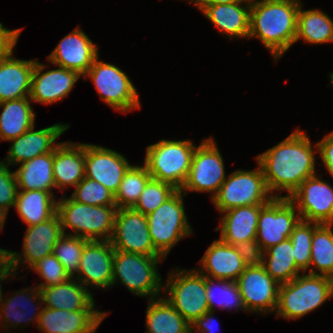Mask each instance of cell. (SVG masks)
Returning <instances> with one entry per match:
<instances>
[{"label": "cell", "instance_id": "51", "mask_svg": "<svg viewBox=\"0 0 333 333\" xmlns=\"http://www.w3.org/2000/svg\"><path fill=\"white\" fill-rule=\"evenodd\" d=\"M16 274L10 267H8L2 274H0V280L4 281L7 277H9L10 275ZM3 297V293H2V289H1V284H0V306L2 304V298Z\"/></svg>", "mask_w": 333, "mask_h": 333}, {"label": "cell", "instance_id": "11", "mask_svg": "<svg viewBox=\"0 0 333 333\" xmlns=\"http://www.w3.org/2000/svg\"><path fill=\"white\" fill-rule=\"evenodd\" d=\"M223 157L211 138L202 140V143L195 148L193 153L191 167L186 182L181 190L214 192L213 198L219 188L226 180Z\"/></svg>", "mask_w": 333, "mask_h": 333}, {"label": "cell", "instance_id": "22", "mask_svg": "<svg viewBox=\"0 0 333 333\" xmlns=\"http://www.w3.org/2000/svg\"><path fill=\"white\" fill-rule=\"evenodd\" d=\"M34 127L23 133L21 136L11 139V145L8 154L3 161L7 165L21 164L32 160L33 158L53 152L59 145L55 144L56 139L69 128V125L55 124L44 129L34 131Z\"/></svg>", "mask_w": 333, "mask_h": 333}, {"label": "cell", "instance_id": "52", "mask_svg": "<svg viewBox=\"0 0 333 333\" xmlns=\"http://www.w3.org/2000/svg\"><path fill=\"white\" fill-rule=\"evenodd\" d=\"M7 214L8 210L0 206V229H2L4 226Z\"/></svg>", "mask_w": 333, "mask_h": 333}, {"label": "cell", "instance_id": "24", "mask_svg": "<svg viewBox=\"0 0 333 333\" xmlns=\"http://www.w3.org/2000/svg\"><path fill=\"white\" fill-rule=\"evenodd\" d=\"M10 53L0 62V103L30 96L35 60H20Z\"/></svg>", "mask_w": 333, "mask_h": 333}, {"label": "cell", "instance_id": "53", "mask_svg": "<svg viewBox=\"0 0 333 333\" xmlns=\"http://www.w3.org/2000/svg\"><path fill=\"white\" fill-rule=\"evenodd\" d=\"M234 2H245L248 3L246 0H213V4H231Z\"/></svg>", "mask_w": 333, "mask_h": 333}, {"label": "cell", "instance_id": "8", "mask_svg": "<svg viewBox=\"0 0 333 333\" xmlns=\"http://www.w3.org/2000/svg\"><path fill=\"white\" fill-rule=\"evenodd\" d=\"M258 167L250 171L236 170L226 178L212 198L213 204L220 212L241 206L266 204L273 197H281L270 194L259 164Z\"/></svg>", "mask_w": 333, "mask_h": 333}, {"label": "cell", "instance_id": "43", "mask_svg": "<svg viewBox=\"0 0 333 333\" xmlns=\"http://www.w3.org/2000/svg\"><path fill=\"white\" fill-rule=\"evenodd\" d=\"M38 272L45 281L38 288H45L68 281L71 277L62 263L53 255L45 256L31 267Z\"/></svg>", "mask_w": 333, "mask_h": 333}, {"label": "cell", "instance_id": "12", "mask_svg": "<svg viewBox=\"0 0 333 333\" xmlns=\"http://www.w3.org/2000/svg\"><path fill=\"white\" fill-rule=\"evenodd\" d=\"M287 197H273L260 210L256 241L264 251L290 237L301 217Z\"/></svg>", "mask_w": 333, "mask_h": 333}, {"label": "cell", "instance_id": "1", "mask_svg": "<svg viewBox=\"0 0 333 333\" xmlns=\"http://www.w3.org/2000/svg\"><path fill=\"white\" fill-rule=\"evenodd\" d=\"M311 142L300 130H295L282 142L256 157L266 186L273 191L286 190L289 198L307 178L316 175L315 156Z\"/></svg>", "mask_w": 333, "mask_h": 333}, {"label": "cell", "instance_id": "14", "mask_svg": "<svg viewBox=\"0 0 333 333\" xmlns=\"http://www.w3.org/2000/svg\"><path fill=\"white\" fill-rule=\"evenodd\" d=\"M301 220L333 225V187L316 175L307 178L289 197Z\"/></svg>", "mask_w": 333, "mask_h": 333}, {"label": "cell", "instance_id": "27", "mask_svg": "<svg viewBox=\"0 0 333 333\" xmlns=\"http://www.w3.org/2000/svg\"><path fill=\"white\" fill-rule=\"evenodd\" d=\"M38 289L46 304L44 307L67 311L96 310L92 294L76 279Z\"/></svg>", "mask_w": 333, "mask_h": 333}, {"label": "cell", "instance_id": "54", "mask_svg": "<svg viewBox=\"0 0 333 333\" xmlns=\"http://www.w3.org/2000/svg\"><path fill=\"white\" fill-rule=\"evenodd\" d=\"M248 3L252 4V3H255L256 0H246ZM263 1H266V0H263Z\"/></svg>", "mask_w": 333, "mask_h": 333}, {"label": "cell", "instance_id": "36", "mask_svg": "<svg viewBox=\"0 0 333 333\" xmlns=\"http://www.w3.org/2000/svg\"><path fill=\"white\" fill-rule=\"evenodd\" d=\"M151 178L145 164L143 166L130 165L114 195L116 207L118 209L131 208Z\"/></svg>", "mask_w": 333, "mask_h": 333}, {"label": "cell", "instance_id": "45", "mask_svg": "<svg viewBox=\"0 0 333 333\" xmlns=\"http://www.w3.org/2000/svg\"><path fill=\"white\" fill-rule=\"evenodd\" d=\"M246 266H261L265 251L256 240L244 241L233 245Z\"/></svg>", "mask_w": 333, "mask_h": 333}, {"label": "cell", "instance_id": "41", "mask_svg": "<svg viewBox=\"0 0 333 333\" xmlns=\"http://www.w3.org/2000/svg\"><path fill=\"white\" fill-rule=\"evenodd\" d=\"M177 190L172 184L151 178L131 208L147 215L155 211Z\"/></svg>", "mask_w": 333, "mask_h": 333}, {"label": "cell", "instance_id": "13", "mask_svg": "<svg viewBox=\"0 0 333 333\" xmlns=\"http://www.w3.org/2000/svg\"><path fill=\"white\" fill-rule=\"evenodd\" d=\"M110 241L114 250L146 256H162L152 243L146 215L132 208L117 210Z\"/></svg>", "mask_w": 333, "mask_h": 333}, {"label": "cell", "instance_id": "34", "mask_svg": "<svg viewBox=\"0 0 333 333\" xmlns=\"http://www.w3.org/2000/svg\"><path fill=\"white\" fill-rule=\"evenodd\" d=\"M299 39L309 44L333 42V20L319 9L303 11L300 5L295 42Z\"/></svg>", "mask_w": 333, "mask_h": 333}, {"label": "cell", "instance_id": "48", "mask_svg": "<svg viewBox=\"0 0 333 333\" xmlns=\"http://www.w3.org/2000/svg\"><path fill=\"white\" fill-rule=\"evenodd\" d=\"M213 313H214L213 311L209 310L206 313H204L202 316L197 318L193 323H191V333H194V328L199 333H213L214 332L213 326L215 322L212 317Z\"/></svg>", "mask_w": 333, "mask_h": 333}, {"label": "cell", "instance_id": "37", "mask_svg": "<svg viewBox=\"0 0 333 333\" xmlns=\"http://www.w3.org/2000/svg\"><path fill=\"white\" fill-rule=\"evenodd\" d=\"M332 224H320L313 233L310 266L315 265L320 275L333 279Z\"/></svg>", "mask_w": 333, "mask_h": 333}, {"label": "cell", "instance_id": "38", "mask_svg": "<svg viewBox=\"0 0 333 333\" xmlns=\"http://www.w3.org/2000/svg\"><path fill=\"white\" fill-rule=\"evenodd\" d=\"M216 281L218 282L217 286ZM205 287L210 311L214 312L213 306L215 304L219 305L221 309H231L235 306L234 308L238 310L247 311L236 282L205 276ZM216 297L219 298L217 301Z\"/></svg>", "mask_w": 333, "mask_h": 333}, {"label": "cell", "instance_id": "40", "mask_svg": "<svg viewBox=\"0 0 333 333\" xmlns=\"http://www.w3.org/2000/svg\"><path fill=\"white\" fill-rule=\"evenodd\" d=\"M319 225V223L312 224V222L300 220L289 237L293 245L296 266L302 272L310 267L313 233Z\"/></svg>", "mask_w": 333, "mask_h": 333}, {"label": "cell", "instance_id": "32", "mask_svg": "<svg viewBox=\"0 0 333 333\" xmlns=\"http://www.w3.org/2000/svg\"><path fill=\"white\" fill-rule=\"evenodd\" d=\"M146 328L147 333H191V324L165 298L150 299Z\"/></svg>", "mask_w": 333, "mask_h": 333}, {"label": "cell", "instance_id": "47", "mask_svg": "<svg viewBox=\"0 0 333 333\" xmlns=\"http://www.w3.org/2000/svg\"><path fill=\"white\" fill-rule=\"evenodd\" d=\"M329 174L333 177V132L315 144Z\"/></svg>", "mask_w": 333, "mask_h": 333}, {"label": "cell", "instance_id": "2", "mask_svg": "<svg viewBox=\"0 0 333 333\" xmlns=\"http://www.w3.org/2000/svg\"><path fill=\"white\" fill-rule=\"evenodd\" d=\"M300 5L298 0H261L252 3L249 38L258 37L278 59L295 43Z\"/></svg>", "mask_w": 333, "mask_h": 333}, {"label": "cell", "instance_id": "30", "mask_svg": "<svg viewBox=\"0 0 333 333\" xmlns=\"http://www.w3.org/2000/svg\"><path fill=\"white\" fill-rule=\"evenodd\" d=\"M52 194L44 190H18L15 208L28 227L45 222L57 213V200Z\"/></svg>", "mask_w": 333, "mask_h": 333}, {"label": "cell", "instance_id": "10", "mask_svg": "<svg viewBox=\"0 0 333 333\" xmlns=\"http://www.w3.org/2000/svg\"><path fill=\"white\" fill-rule=\"evenodd\" d=\"M83 76H90L101 98L113 109L127 112L141 107L135 86L117 66L97 57Z\"/></svg>", "mask_w": 333, "mask_h": 333}, {"label": "cell", "instance_id": "25", "mask_svg": "<svg viewBox=\"0 0 333 333\" xmlns=\"http://www.w3.org/2000/svg\"><path fill=\"white\" fill-rule=\"evenodd\" d=\"M53 176L61 191L66 186L75 187L85 177V144L59 143L54 149Z\"/></svg>", "mask_w": 333, "mask_h": 333}, {"label": "cell", "instance_id": "15", "mask_svg": "<svg viewBox=\"0 0 333 333\" xmlns=\"http://www.w3.org/2000/svg\"><path fill=\"white\" fill-rule=\"evenodd\" d=\"M236 284L248 312H275L280 284L266 272L263 265L246 266Z\"/></svg>", "mask_w": 333, "mask_h": 333}, {"label": "cell", "instance_id": "7", "mask_svg": "<svg viewBox=\"0 0 333 333\" xmlns=\"http://www.w3.org/2000/svg\"><path fill=\"white\" fill-rule=\"evenodd\" d=\"M182 192L177 190L155 211L146 215L152 243L164 258L181 238L192 234Z\"/></svg>", "mask_w": 333, "mask_h": 333}, {"label": "cell", "instance_id": "42", "mask_svg": "<svg viewBox=\"0 0 333 333\" xmlns=\"http://www.w3.org/2000/svg\"><path fill=\"white\" fill-rule=\"evenodd\" d=\"M71 197L91 206L115 205V197L101 183L84 177L76 186Z\"/></svg>", "mask_w": 333, "mask_h": 333}, {"label": "cell", "instance_id": "39", "mask_svg": "<svg viewBox=\"0 0 333 333\" xmlns=\"http://www.w3.org/2000/svg\"><path fill=\"white\" fill-rule=\"evenodd\" d=\"M88 241L87 239L65 233L54 245L53 255L62 263L71 278L79 269L84 246Z\"/></svg>", "mask_w": 333, "mask_h": 333}, {"label": "cell", "instance_id": "28", "mask_svg": "<svg viewBox=\"0 0 333 333\" xmlns=\"http://www.w3.org/2000/svg\"><path fill=\"white\" fill-rule=\"evenodd\" d=\"M242 3L213 4L202 13L229 38H249L251 4L242 7Z\"/></svg>", "mask_w": 333, "mask_h": 333}, {"label": "cell", "instance_id": "46", "mask_svg": "<svg viewBox=\"0 0 333 333\" xmlns=\"http://www.w3.org/2000/svg\"><path fill=\"white\" fill-rule=\"evenodd\" d=\"M22 29L8 30L0 23V62L13 53Z\"/></svg>", "mask_w": 333, "mask_h": 333}, {"label": "cell", "instance_id": "33", "mask_svg": "<svg viewBox=\"0 0 333 333\" xmlns=\"http://www.w3.org/2000/svg\"><path fill=\"white\" fill-rule=\"evenodd\" d=\"M293 255V245L289 238L265 251L263 267L280 285L292 281L301 271Z\"/></svg>", "mask_w": 333, "mask_h": 333}, {"label": "cell", "instance_id": "29", "mask_svg": "<svg viewBox=\"0 0 333 333\" xmlns=\"http://www.w3.org/2000/svg\"><path fill=\"white\" fill-rule=\"evenodd\" d=\"M30 98L3 101L0 108V141L21 136L34 126L36 114L30 105Z\"/></svg>", "mask_w": 333, "mask_h": 333}, {"label": "cell", "instance_id": "19", "mask_svg": "<svg viewBox=\"0 0 333 333\" xmlns=\"http://www.w3.org/2000/svg\"><path fill=\"white\" fill-rule=\"evenodd\" d=\"M58 67L43 73V70L47 67L35 61L29 96L30 101L51 104L69 95L74 84L82 75L77 71Z\"/></svg>", "mask_w": 333, "mask_h": 333}, {"label": "cell", "instance_id": "3", "mask_svg": "<svg viewBox=\"0 0 333 333\" xmlns=\"http://www.w3.org/2000/svg\"><path fill=\"white\" fill-rule=\"evenodd\" d=\"M307 275H298L281 284L275 312L278 317L297 319L322 305L333 296V279L316 273L313 268Z\"/></svg>", "mask_w": 333, "mask_h": 333}, {"label": "cell", "instance_id": "21", "mask_svg": "<svg viewBox=\"0 0 333 333\" xmlns=\"http://www.w3.org/2000/svg\"><path fill=\"white\" fill-rule=\"evenodd\" d=\"M98 310L67 311L43 307L37 328L43 333H95L106 317Z\"/></svg>", "mask_w": 333, "mask_h": 333}, {"label": "cell", "instance_id": "31", "mask_svg": "<svg viewBox=\"0 0 333 333\" xmlns=\"http://www.w3.org/2000/svg\"><path fill=\"white\" fill-rule=\"evenodd\" d=\"M53 161L54 151L21 163V166L14 172L18 189L51 192L55 187Z\"/></svg>", "mask_w": 333, "mask_h": 333}, {"label": "cell", "instance_id": "9", "mask_svg": "<svg viewBox=\"0 0 333 333\" xmlns=\"http://www.w3.org/2000/svg\"><path fill=\"white\" fill-rule=\"evenodd\" d=\"M164 288L169 295L165 299L190 324L209 311L205 276L197 269L187 272L176 269L173 274L169 275Z\"/></svg>", "mask_w": 333, "mask_h": 333}, {"label": "cell", "instance_id": "16", "mask_svg": "<svg viewBox=\"0 0 333 333\" xmlns=\"http://www.w3.org/2000/svg\"><path fill=\"white\" fill-rule=\"evenodd\" d=\"M63 234L57 213L45 222L28 227L23 241V254H21L24 259H21L22 256L19 253L9 251V267L16 273L22 261L31 269L39 260L53 254L54 245Z\"/></svg>", "mask_w": 333, "mask_h": 333}, {"label": "cell", "instance_id": "35", "mask_svg": "<svg viewBox=\"0 0 333 333\" xmlns=\"http://www.w3.org/2000/svg\"><path fill=\"white\" fill-rule=\"evenodd\" d=\"M30 292V293H29ZM34 292V293H33ZM25 293V294H24ZM28 293V294H27ZM25 295V296H24ZM30 295V296H29ZM36 299L38 298V300L36 301H42L43 303V298L41 296V292L40 290L38 289V287H35L32 291L29 290V289H23L21 290L20 292L19 291H16V293H14L13 296H11L9 299H6V302H4V304L2 303L1 306H0V318L3 320L2 322H5V323H2V325L4 326V328H9V326L7 325L8 324V320L9 322L12 320L11 325L10 327H16L18 326L21 322L23 323V321H25V323L28 321H34L35 322H39V317L41 315V312L42 310H40L39 312H37L36 314H33L34 316L32 318H27L26 317V311L27 310V306L29 305V307L31 306V303L33 304L35 301L33 299ZM21 297V299H20ZM31 297V298H30ZM29 298V299H28ZM20 299V300H19ZM24 300V301H23ZM29 300V301H28ZM33 300V301H32ZM23 302V303H21ZM29 303V304H28ZM17 304V305H16ZM20 304V305H19ZM22 304V305H21ZM24 305V306H23ZM21 306V307H20ZM20 307V308H19ZM24 309H23V308ZM36 309H34L35 311L38 309L37 306H35ZM19 308V309H18ZM32 308V307H31ZM21 309V310H20ZM19 310V311H18ZM33 310V309H31ZM32 312V311H31ZM28 313V312H27ZM34 313V312H33ZM29 314V313H28ZM32 314V313H31ZM30 315V314H29ZM3 317V318H2ZM30 317V316H29ZM27 318V319H26ZM7 322V323H6ZM5 324V325H4Z\"/></svg>", "mask_w": 333, "mask_h": 333}, {"label": "cell", "instance_id": "4", "mask_svg": "<svg viewBox=\"0 0 333 333\" xmlns=\"http://www.w3.org/2000/svg\"><path fill=\"white\" fill-rule=\"evenodd\" d=\"M116 205L91 206L62 196L57 201V214L63 233L72 228L75 235L87 240L110 241L114 232Z\"/></svg>", "mask_w": 333, "mask_h": 333}, {"label": "cell", "instance_id": "44", "mask_svg": "<svg viewBox=\"0 0 333 333\" xmlns=\"http://www.w3.org/2000/svg\"><path fill=\"white\" fill-rule=\"evenodd\" d=\"M18 185L15 173L11 172L9 166L0 161V206L9 210L15 207Z\"/></svg>", "mask_w": 333, "mask_h": 333}, {"label": "cell", "instance_id": "50", "mask_svg": "<svg viewBox=\"0 0 333 333\" xmlns=\"http://www.w3.org/2000/svg\"><path fill=\"white\" fill-rule=\"evenodd\" d=\"M194 2L197 8H199L202 12L209 6L213 5V0H190Z\"/></svg>", "mask_w": 333, "mask_h": 333}, {"label": "cell", "instance_id": "17", "mask_svg": "<svg viewBox=\"0 0 333 333\" xmlns=\"http://www.w3.org/2000/svg\"><path fill=\"white\" fill-rule=\"evenodd\" d=\"M130 164L126 158L108 148L85 144V177L101 183L114 195Z\"/></svg>", "mask_w": 333, "mask_h": 333}, {"label": "cell", "instance_id": "18", "mask_svg": "<svg viewBox=\"0 0 333 333\" xmlns=\"http://www.w3.org/2000/svg\"><path fill=\"white\" fill-rule=\"evenodd\" d=\"M114 248L111 241H88L79 262L77 271L79 280L85 287L109 288L113 280Z\"/></svg>", "mask_w": 333, "mask_h": 333}, {"label": "cell", "instance_id": "26", "mask_svg": "<svg viewBox=\"0 0 333 333\" xmlns=\"http://www.w3.org/2000/svg\"><path fill=\"white\" fill-rule=\"evenodd\" d=\"M264 205L241 206L221 212L225 214L220 221V240L230 245L256 240L259 214Z\"/></svg>", "mask_w": 333, "mask_h": 333}, {"label": "cell", "instance_id": "23", "mask_svg": "<svg viewBox=\"0 0 333 333\" xmlns=\"http://www.w3.org/2000/svg\"><path fill=\"white\" fill-rule=\"evenodd\" d=\"M200 263L203 268L198 271L204 276L230 282H236L246 268L235 247L220 239L207 248Z\"/></svg>", "mask_w": 333, "mask_h": 333}, {"label": "cell", "instance_id": "49", "mask_svg": "<svg viewBox=\"0 0 333 333\" xmlns=\"http://www.w3.org/2000/svg\"><path fill=\"white\" fill-rule=\"evenodd\" d=\"M9 267V250L0 248V274Z\"/></svg>", "mask_w": 333, "mask_h": 333}, {"label": "cell", "instance_id": "5", "mask_svg": "<svg viewBox=\"0 0 333 333\" xmlns=\"http://www.w3.org/2000/svg\"><path fill=\"white\" fill-rule=\"evenodd\" d=\"M195 145L190 140H161L146 149L145 166L153 179L181 190L189 175Z\"/></svg>", "mask_w": 333, "mask_h": 333}, {"label": "cell", "instance_id": "6", "mask_svg": "<svg viewBox=\"0 0 333 333\" xmlns=\"http://www.w3.org/2000/svg\"><path fill=\"white\" fill-rule=\"evenodd\" d=\"M163 256H146L143 254L128 253L114 250L113 280L117 279L133 294L149 296L150 299L159 297L162 289L161 277L157 273V264Z\"/></svg>", "mask_w": 333, "mask_h": 333}, {"label": "cell", "instance_id": "20", "mask_svg": "<svg viewBox=\"0 0 333 333\" xmlns=\"http://www.w3.org/2000/svg\"><path fill=\"white\" fill-rule=\"evenodd\" d=\"M98 47L79 28L66 35L48 56L57 66L71 69L84 75L98 56Z\"/></svg>", "mask_w": 333, "mask_h": 333}]
</instances>
